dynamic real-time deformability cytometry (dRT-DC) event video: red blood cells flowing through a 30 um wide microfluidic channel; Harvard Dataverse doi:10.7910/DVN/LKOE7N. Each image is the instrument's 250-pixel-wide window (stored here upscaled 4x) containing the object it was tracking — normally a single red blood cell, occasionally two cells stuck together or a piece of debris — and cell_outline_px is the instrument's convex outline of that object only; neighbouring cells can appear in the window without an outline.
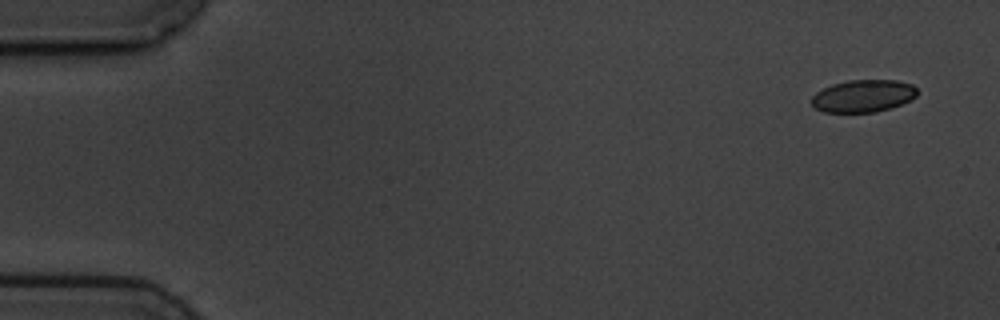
{"species": "common noctule bat (a hibernating species)", "species_latin": "Nyctalus noctula", "temperature_condition": "cold", "stored_images_in_passage": 5, "camera_frame_rate_fps": 3000, "um_per_image_px": 0.085, "animal": {"sex": "male", "body_mass_g": 19.5, "forearm_length_mm": 54.6}, "frame": {"image": 1, "passage_image": 1, "time_ms": 0.0, "image_size_px": [1000, 320], "cell_outline_px": [[916, 96], [912, 100], [876, 112], [824, 112], [816, 108], [812, 104], [812, 96], [816, 92], [832, 84], [848, 80], [896, 80], [912, 84], [916, 88]], "centroid_in_image_um": [73.37, 8.15], "position_along_channel_um": 11.6, "area_um2": 19.83}}
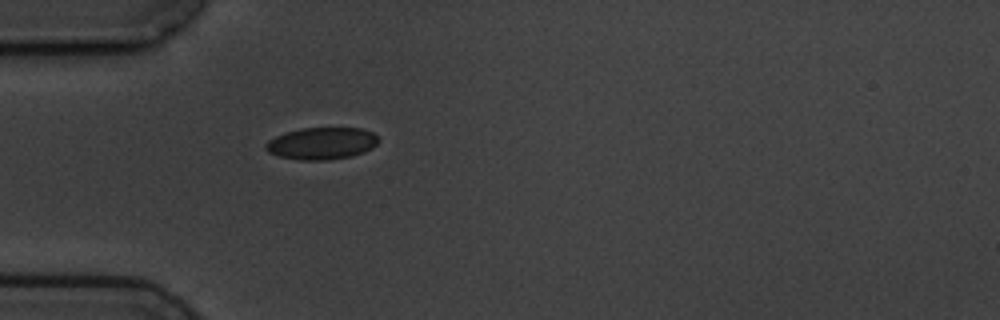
{"frame": {"image": 2, "passage_image": 5, "time_ms": 4.667, "image_size_px": [1000, 320], "cell_outline_px": [[380, 140], [372, 148], [364, 152], [352, 156], [328, 160], [300, 160], [280, 156], [268, 152], [264, 148], [264, 144], [268, 140], [276, 136], [300, 128], [360, 128], [372, 132]], "centroid_in_image_um": [27.34, 12.19], "position_along_channel_um": 57.7, "area_um2": 21.04}}